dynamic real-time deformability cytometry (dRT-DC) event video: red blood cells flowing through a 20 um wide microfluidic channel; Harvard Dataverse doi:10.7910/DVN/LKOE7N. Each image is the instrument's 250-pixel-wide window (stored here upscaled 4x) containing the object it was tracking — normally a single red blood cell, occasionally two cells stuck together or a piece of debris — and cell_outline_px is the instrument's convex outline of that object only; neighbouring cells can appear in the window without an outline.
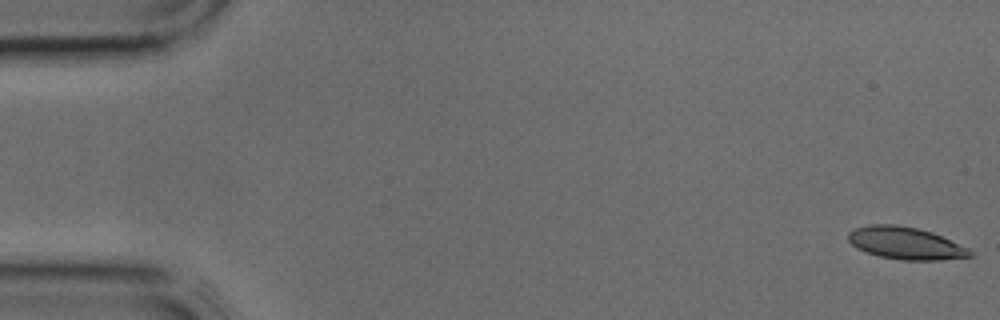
{"species": "common noctule bat (a hibernating species)", "species_latin": "Nyctalus noctula", "temperature_condition": "cold", "stored_images_in_passage": 41, "segment_of_instrument_passage": [1, 2], "camera_frame_rate_fps": 3000, "um_per_image_px": 0.085, "animal": {"sex": "male", "body_mass_g": 17.9, "forearm_length_mm": 54.2}, "frame": {"image": 1, "passage_image": 1, "time_ms": 0.0, "image_size_px": [1000, 320], "cell_outline_px": [[972, 256], [940, 260], [904, 260], [880, 256], [856, 248], [848, 240], [848, 232], [856, 228], [872, 224], [896, 224], [916, 228], [932, 232], [968, 248], [972, 252]], "centroid_in_image_um": [76.96, 20.66], "position_along_channel_um": 8.0, "area_um2": 22.66}}
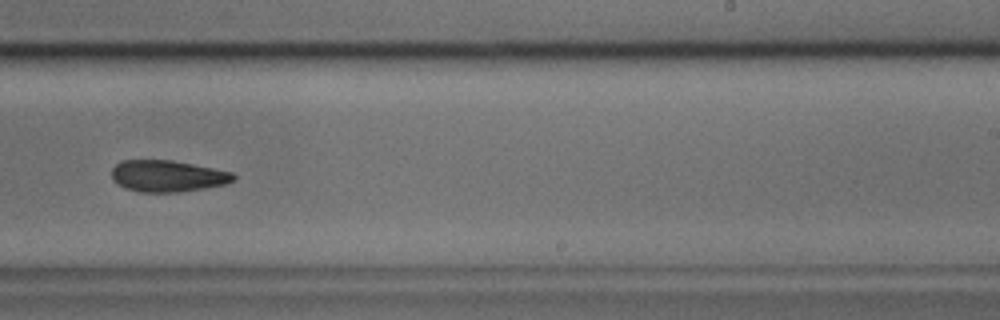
{"frame": {"image": 2, "passage_image": 25, "time_ms": 8.0, "image_size_px": [1000, 320], "cell_outline_px": [[236, 180], [224, 184], [204, 188], [176, 192], [140, 192], [124, 188], [116, 184], [112, 180], [112, 168], [120, 160], [172, 160], [232, 172], [236, 176]], "centroid_in_image_um": [14.2, 14.96], "position_along_channel_um": 274.8, "area_um2": 22.43}}
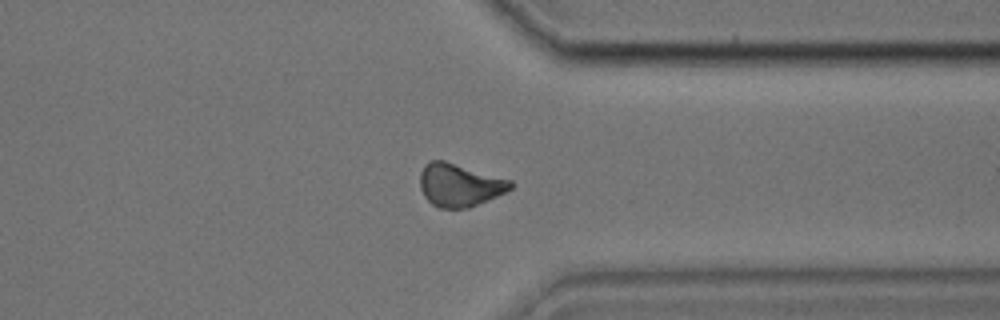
{"frame": {"image": 3, "passage_image": 31, "time_ms": 10.0, "image_size_px": [1000, 320], "cell_outline_px": [[512, 188], [488, 200], [468, 208], [440, 208], [432, 204], [424, 196], [420, 188], [420, 172], [424, 164], [428, 160], [444, 160], [512, 180]], "centroid_in_image_um": [39.03, 15.71], "position_along_channel_um": 372.4, "area_um2": 22.66}}